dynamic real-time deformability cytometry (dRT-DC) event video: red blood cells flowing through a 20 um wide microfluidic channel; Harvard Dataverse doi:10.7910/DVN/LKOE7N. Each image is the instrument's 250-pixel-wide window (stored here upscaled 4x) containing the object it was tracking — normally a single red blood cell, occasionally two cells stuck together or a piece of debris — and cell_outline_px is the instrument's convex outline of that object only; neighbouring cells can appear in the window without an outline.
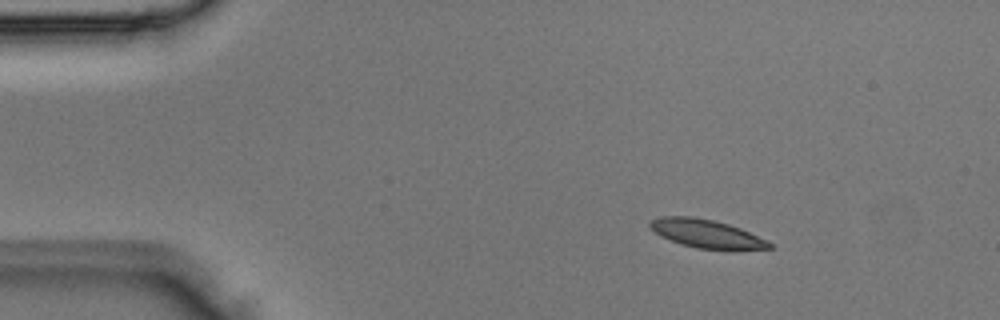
{"species": "Egyptian fruit bat (a non-hibernating species)", "species_latin": "Rousettus aegyptiacus", "temperature_condition": "room temperature", "stored_images_in_passage": 5, "camera_frame_rate_fps": 3000, "um_per_image_px": 0.085, "animal": {"sex": "male"}, "frame": {"image": 1, "passage_image": 2, "time_ms": 0.333, "image_size_px": [1000, 320], "cell_outline_px": [[776, 248], [732, 252], [728, 252], [696, 248], [680, 244], [660, 236], [648, 224], [652, 220], [660, 216], [692, 216], [712, 220], [728, 224], [740, 228], [768, 240]], "centroid_in_image_um": [60.16, 19.92], "position_along_channel_um": 24.8, "area_um2": 20.46}}